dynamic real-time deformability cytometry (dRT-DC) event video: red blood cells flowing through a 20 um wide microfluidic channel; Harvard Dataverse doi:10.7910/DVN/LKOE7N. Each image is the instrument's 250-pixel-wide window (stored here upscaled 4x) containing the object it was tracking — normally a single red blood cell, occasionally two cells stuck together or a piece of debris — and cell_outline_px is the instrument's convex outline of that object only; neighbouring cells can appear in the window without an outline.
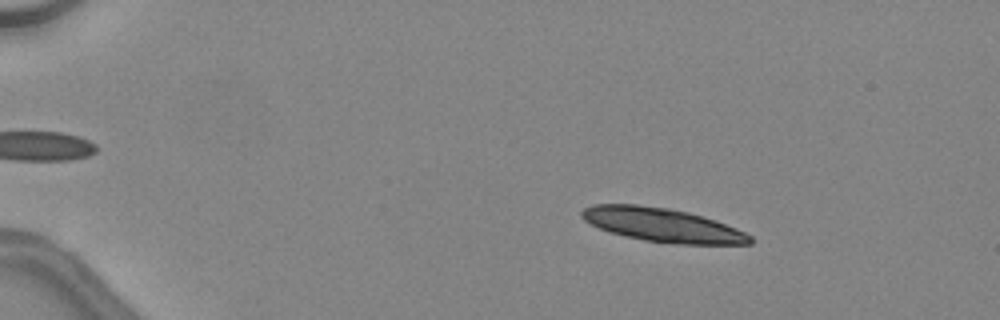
{"species": "common noctule bat (a hibernating species)", "species_latin": "Nyctalus noctula", "temperature_condition": "warm", "stored_images_in_passage": 21, "camera_frame_rate_fps": 3000, "um_per_image_px": 0.085, "animal": {"sex": "female", "body_mass_g": 24.6, "forearm_length_mm": 56.2}, "frame": {"image": 1, "passage_image": 8, "time_ms": 2.333, "image_size_px": [1000, 320], "cell_outline_px": [[752, 244], [676, 244], [644, 240], [608, 232], [584, 220], [580, 216], [580, 212], [584, 208], [592, 204], [636, 204], [668, 208], [688, 212], [716, 220], [736, 228], [752, 236]], "centroid_in_image_um": [56.29, 19.12], "position_along_channel_um": 28.7, "area_um2": 33.12}}